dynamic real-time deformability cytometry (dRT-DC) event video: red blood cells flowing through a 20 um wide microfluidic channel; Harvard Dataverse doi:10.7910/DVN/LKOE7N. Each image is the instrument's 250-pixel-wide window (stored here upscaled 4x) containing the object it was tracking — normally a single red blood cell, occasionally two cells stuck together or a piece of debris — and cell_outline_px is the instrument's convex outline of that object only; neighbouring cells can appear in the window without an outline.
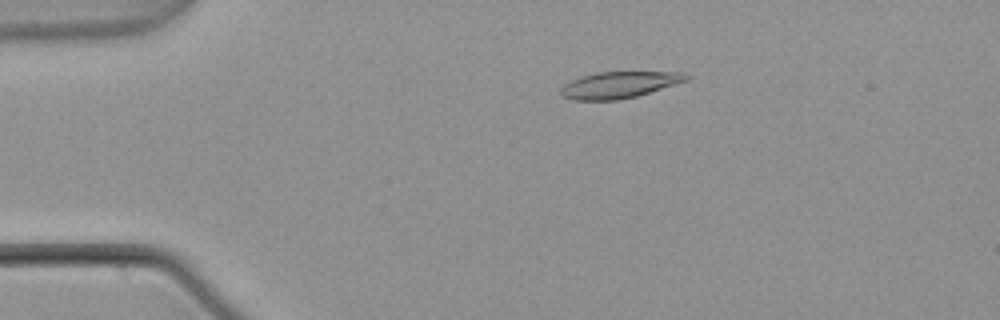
{"species": "common noctule bat (a hibernating species)", "species_latin": "Nyctalus noctula", "temperature_condition": "warm", "stored_images_in_passage": 51, "camera_frame_rate_fps": 3000, "um_per_image_px": 0.085, "animal": {"sex": "male", "body_mass_g": 21.5, "forearm_length_mm": 52.0}, "frame": {"image": 1, "passage_image": 8, "time_ms": 2.333, "image_size_px": [1000, 320], "cell_outline_px": [[692, 76], [688, 80], [636, 96], [616, 100], [572, 100], [564, 96], [560, 92], [560, 88], [564, 84], [580, 76], [596, 72], [680, 72]], "centroid_in_image_um": [52.61, 7.2], "position_along_channel_um": 32.4, "area_um2": 19.25}}
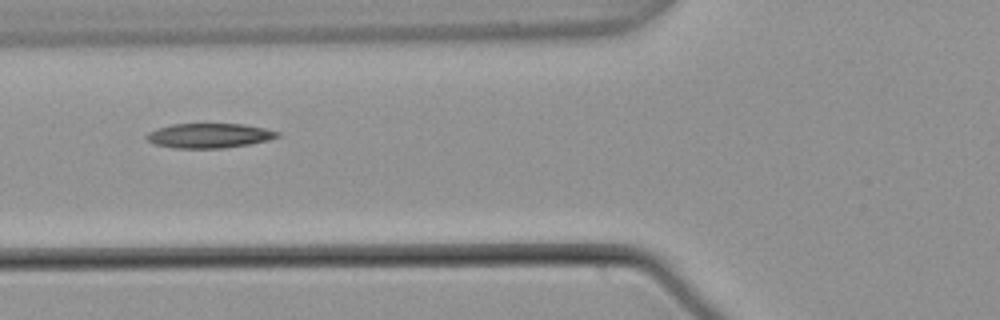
{"frame": {"image": 2, "passage_image": 18, "time_ms": 5.667, "image_size_px": [1000, 320], "cell_outline_px": [[280, 136], [268, 140], [248, 144], [224, 148], [172, 148], [156, 144], [148, 140], [144, 136], [148, 132], [156, 128], [172, 124], [244, 124], [264, 128], [280, 132]], "centroid_in_image_um": [17.76, 11.52], "position_along_channel_um": 108.0, "area_um2": 18.79}}
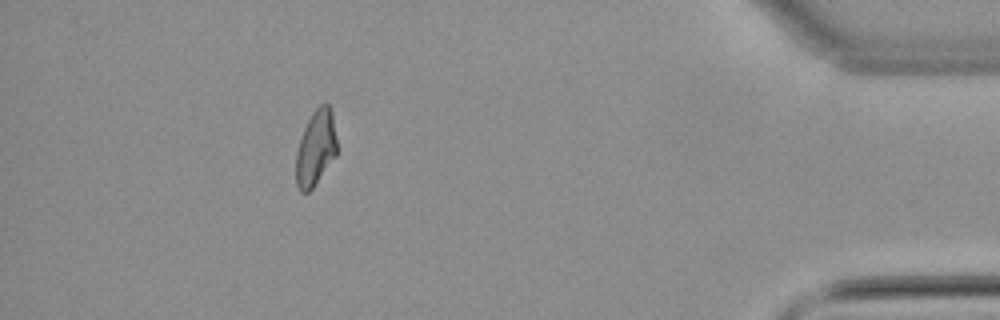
{"frame": {"image": 3, "passage_image": 46, "time_ms": 15.0, "image_size_px": [1000, 320], "cell_outline_px": [[336, 156], [312, 188], [308, 192], [300, 192], [296, 184], [296, 152], [304, 128], [312, 112], [324, 100], [332, 108], [336, 140]], "centroid_in_image_um": [26.84, 12.55], "position_along_channel_um": 408.4, "area_um2": 18.03}, "authors_computed_cell_mechanics": {"area_um2": 18.8428, "velocity_mm_per_s": 3.7928, "shape_relaxation_time_tau1_ms": null, "shape_relaxation_time_tau2_ms": 6.1241, "deformation_change_tau1": null, "deformation_change_tau2": 0.1126}}